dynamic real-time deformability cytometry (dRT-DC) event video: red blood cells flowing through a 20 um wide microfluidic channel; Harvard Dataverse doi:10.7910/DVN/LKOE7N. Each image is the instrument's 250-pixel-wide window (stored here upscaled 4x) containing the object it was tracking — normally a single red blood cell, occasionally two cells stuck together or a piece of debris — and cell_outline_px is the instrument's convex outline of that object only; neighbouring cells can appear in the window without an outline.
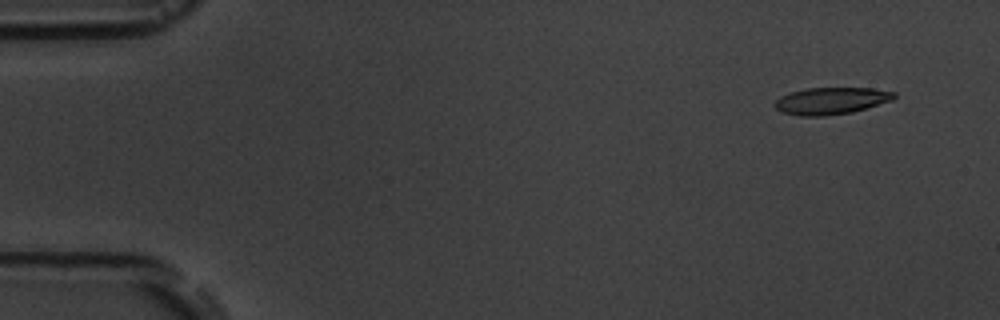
{"species": "common noctule bat (a hibernating species)", "species_latin": "Nyctalus noctula", "temperature_condition": "room temperature", "stored_images_in_passage": 8, "camera_frame_rate_fps": 3000, "um_per_image_px": 0.085, "animal": {"sex": "male", "body_mass_g": 19.5, "forearm_length_mm": 54.6}, "frame": {"image": 1, "passage_image": 1, "time_ms": 0.0, "image_size_px": [1000, 320], "cell_outline_px": [[896, 96], [892, 100], [852, 112], [824, 116], [800, 116], [780, 112], [772, 104], [780, 96], [792, 92], [808, 88], [872, 88], [896, 92]], "centroid_in_image_um": [70.62, 8.57], "position_along_channel_um": 14.4, "area_um2": 18.73}}
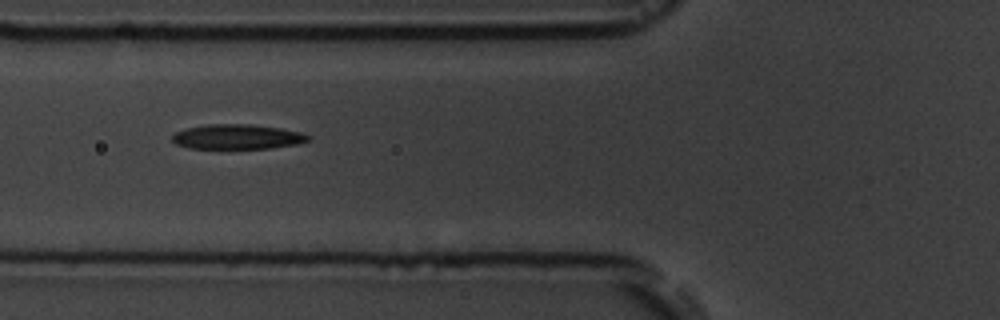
{"frame": {"image": 2, "passage_image": 6, "time_ms": 5.667, "image_size_px": [1000, 320], "cell_outline_px": [[312, 136], [308, 140], [296, 144], [272, 148], [188, 148], [176, 144], [172, 140], [172, 136], [176, 132], [188, 128], [208, 124], [248, 124], [280, 128], [304, 132]], "centroid_in_image_um": [20.21, 11.62], "position_along_channel_um": 105.6, "area_um2": 19.59}}
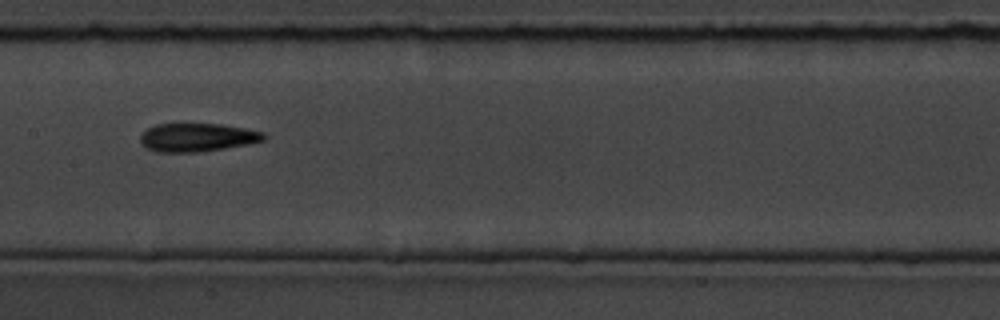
{"frame": {"image": 3, "passage_image": 8, "time_ms": 8.0, "image_size_px": [1000, 320], "cell_outline_px": [[268, 136], [264, 140], [248, 144], [200, 152], [156, 152], [144, 148], [140, 140], [140, 136], [148, 128], [156, 124], [220, 124], [244, 128], [264, 132]], "centroid_in_image_um": [16.76, 11.68], "position_along_channel_um": 190.6, "area_um2": 20.46}}